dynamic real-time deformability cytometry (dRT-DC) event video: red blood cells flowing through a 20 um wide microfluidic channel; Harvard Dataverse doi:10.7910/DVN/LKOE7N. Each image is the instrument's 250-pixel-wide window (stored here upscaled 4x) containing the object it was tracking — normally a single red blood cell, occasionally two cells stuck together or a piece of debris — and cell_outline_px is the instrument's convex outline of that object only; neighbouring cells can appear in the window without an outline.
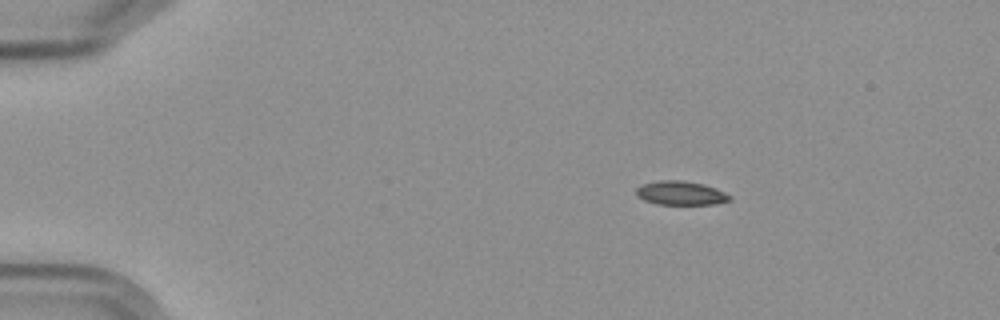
{"species": "Egyptian fruit bat (a non-hibernating species)", "species_latin": "Rousettus aegyptiacus", "temperature_condition": "cold", "stored_images_in_passage": 4, "camera_frame_rate_fps": 3000, "um_per_image_px": 0.085, "frame": {"image": 1, "passage_image": 2, "time_ms": 1.333, "image_size_px": [1000, 320], "cell_outline_px": [[732, 200], [716, 204], [660, 204], [644, 200], [636, 196], [636, 188], [644, 184], [660, 180], [684, 180], [704, 184], [716, 188], [732, 196]], "centroid_in_image_um": [57.9, 16.41], "position_along_channel_um": 27.1, "area_um2": 13.06}}